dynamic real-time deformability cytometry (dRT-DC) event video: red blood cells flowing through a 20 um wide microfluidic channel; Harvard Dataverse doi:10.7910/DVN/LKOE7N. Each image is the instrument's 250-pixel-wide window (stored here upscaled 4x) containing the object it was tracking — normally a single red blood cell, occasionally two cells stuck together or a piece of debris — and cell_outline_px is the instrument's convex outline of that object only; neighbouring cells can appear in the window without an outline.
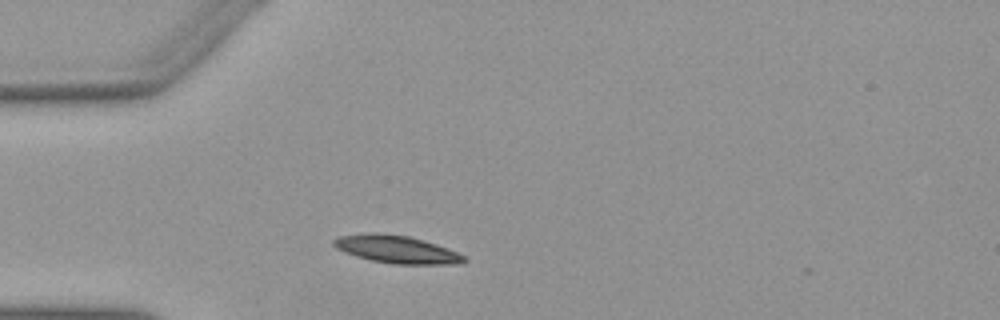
{"species": "Egyptian fruit bat (a non-hibernating species)", "species_latin": "Rousettus aegyptiacus", "temperature_condition": "warm", "stored_images_in_passage": 29, "camera_frame_rate_fps": 3000, "um_per_image_px": 0.085, "animal": {"sex": "female"}, "frame": {"image": 1, "passage_image": 1, "time_ms": 0.0, "image_size_px": [1000, 320], "cell_outline_px": [[468, 260], [460, 264], [392, 264], [372, 260], [356, 256], [344, 252], [336, 248], [332, 244], [332, 240], [336, 236], [368, 232], [384, 232], [408, 236], [424, 240], [448, 248], [464, 256]], "centroid_in_image_um": [33.67, 21.18], "position_along_channel_um": 51.3, "area_um2": 21.33}}
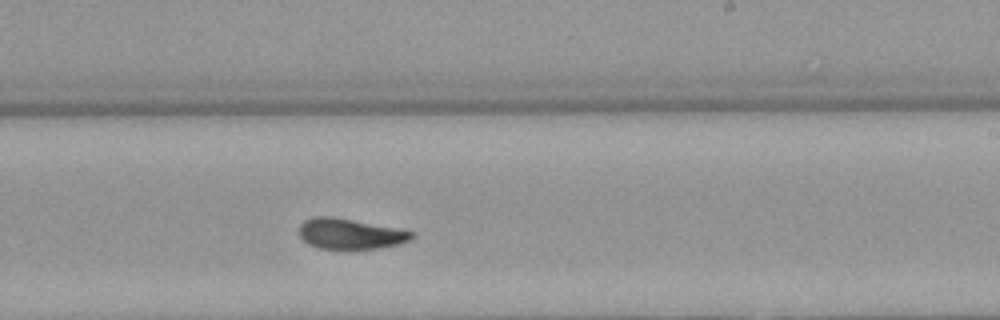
{"frame": {"image": 2, "passage_image": 18, "time_ms": 5.667, "image_size_px": [1000, 320], "cell_outline_px": [[416, 236], [408, 240], [396, 244], [380, 248], [320, 248], [308, 244], [296, 232], [296, 228], [304, 220], [312, 216], [332, 216], [412, 232]], "centroid_in_image_um": [29.64, 19.86], "position_along_channel_um": 259.4, "area_um2": 19.65}}
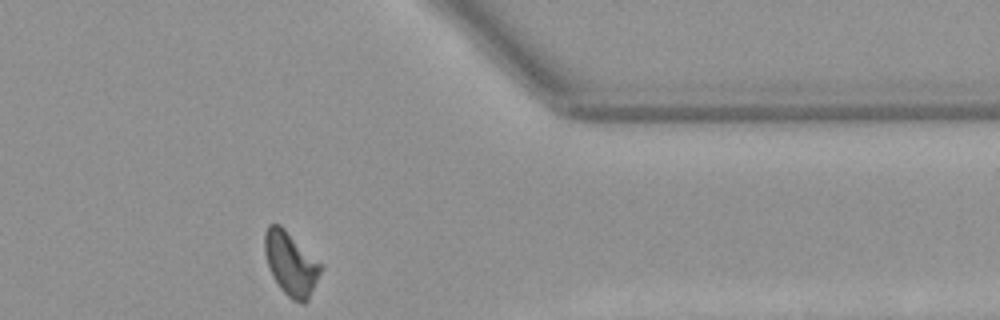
{"frame": {"image": 3, "passage_image": 29, "time_ms": 9.333, "image_size_px": [1000, 320], "cell_outline_px": [[324, 268], [308, 300], [304, 304], [292, 300], [280, 288], [272, 276], [268, 268], [264, 252], [264, 232], [268, 224], [280, 224], [324, 264]], "centroid_in_image_um": [24.74, 22.4], "position_along_channel_um": 386.7, "area_um2": 21.33}, "authors_computed_cell_mechanics": {"area_um2": 20.6346, "velocity_mm_per_s": 3.8909, "shape_relaxation_time_tau1_ms": 2.3815, "shape_relaxation_time_tau2_ms": 2.53, "deformation_change_tau1": 0.1312, "deformation_change_tau2": 0.092}}